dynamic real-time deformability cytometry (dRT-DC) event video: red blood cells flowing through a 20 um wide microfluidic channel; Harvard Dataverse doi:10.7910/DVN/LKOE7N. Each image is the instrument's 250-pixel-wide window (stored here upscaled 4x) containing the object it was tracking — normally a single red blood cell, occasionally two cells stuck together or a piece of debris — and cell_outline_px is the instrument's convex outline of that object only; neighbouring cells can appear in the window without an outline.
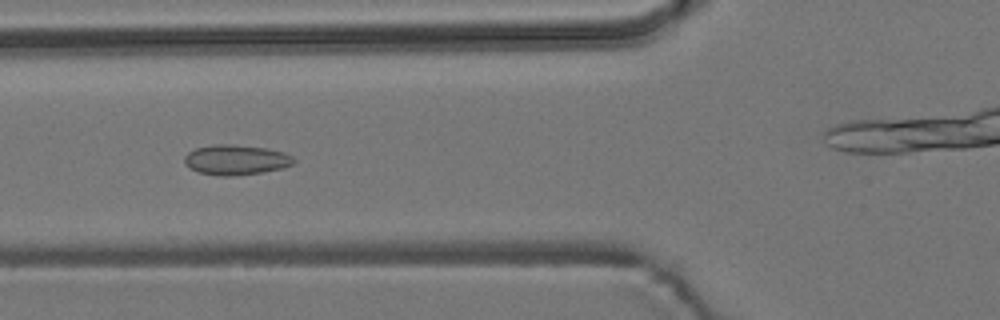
{"species": "common noctule bat (a hibernating species)", "species_latin": "Nyctalus noctula", "temperature_condition": "room temperature", "stored_images_in_passage": 10, "camera_frame_rate_fps": 3000, "um_per_image_px": 0.085, "animal": {"sex": "male", "body_mass_g": 19.2, "forearm_length_mm": 51.8}, "frame": {"image": 1, "passage_image": 6, "time_ms": 1.667, "image_size_px": [1000, 320], "cell_outline_px": [[296, 160], [292, 164], [284, 168], [236, 176], [220, 176], [196, 172], [188, 168], [184, 164], [184, 156], [188, 152], [196, 148], [216, 144], [228, 144], [268, 148], [284, 152], [292, 156]], "centroid_in_image_um": [20.03, 13.59], "position_along_channel_um": 105.8, "area_um2": 19.36}}